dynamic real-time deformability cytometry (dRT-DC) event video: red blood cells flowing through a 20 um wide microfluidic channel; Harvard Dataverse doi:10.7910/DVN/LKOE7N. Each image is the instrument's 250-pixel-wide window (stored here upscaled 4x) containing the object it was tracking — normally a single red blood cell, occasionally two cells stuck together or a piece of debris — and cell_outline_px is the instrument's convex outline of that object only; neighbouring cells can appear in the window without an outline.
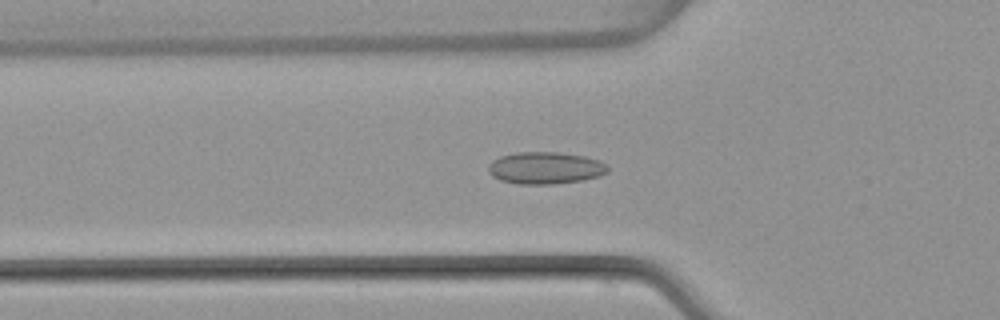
{"species": "common noctule bat (a hibernating species)", "species_latin": "Nyctalus noctula", "temperature_condition": "warm", "stored_images_in_passage": 52, "camera_frame_rate_fps": 3000, "um_per_image_px": 0.085, "animal": {"sex": "female", "body_mass_g": 22.7, "forearm_length_mm": 54.2}, "frame": {"image": 1, "passage_image": 18, "time_ms": 5.667, "image_size_px": [1000, 320], "cell_outline_px": [[608, 172], [600, 176], [580, 180], [552, 184], [520, 184], [500, 180], [492, 176], [488, 172], [488, 164], [492, 160], [500, 156], [516, 152], [560, 152], [584, 156], [600, 160], [608, 164]], "centroid_in_image_um": [46.35, 14.27], "position_along_channel_um": 79.4, "area_um2": 22.48}}
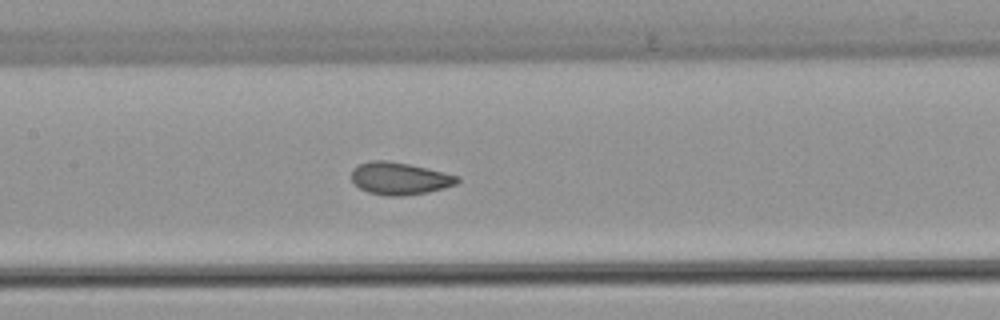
{"frame": {"image": 2, "passage_image": 25, "time_ms": 8.0, "image_size_px": [1000, 320], "cell_outline_px": [[460, 180], [456, 184], [444, 188], [428, 192], [404, 196], [388, 196], [368, 192], [360, 188], [352, 180], [352, 168], [360, 164], [372, 160], [384, 160], [408, 164], [444, 172], [460, 176]], "centroid_in_image_um": [33.98, 15.17], "position_along_channel_um": 173.4, "area_um2": 19.88}}
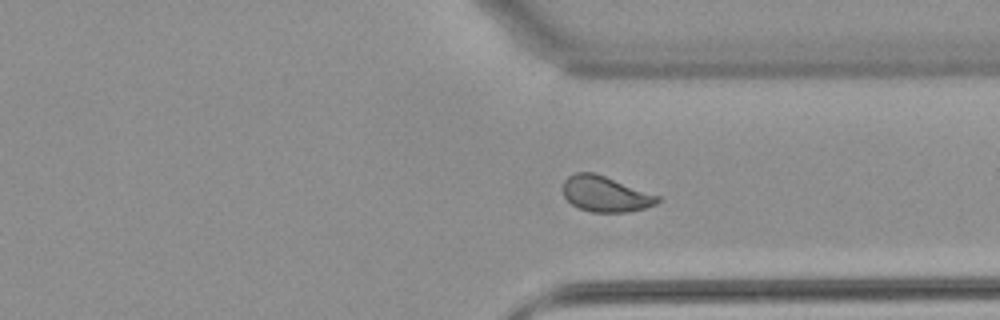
{"frame": {"image": 3, "passage_image": 39, "time_ms": 12.667, "image_size_px": [1000, 320], "cell_outline_px": [[660, 200], [656, 204], [644, 208], [628, 212], [592, 212], [580, 208], [572, 204], [564, 196], [564, 180], [568, 176], [576, 172], [596, 172], [660, 196]], "centroid_in_image_um": [51.47, 16.47], "position_along_channel_um": 359.9, "area_um2": 19.65}, "authors_computed_cell_mechanics": {"area_um2": 20.4323, "velocity_mm_per_s": 4.0042, "shape_relaxation_time_tau1_ms": null, "shape_relaxation_time_tau2_ms": 0.7881, "deformation_change_tau1": null, "deformation_change_tau2": 0.0495}}